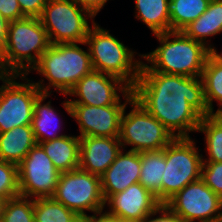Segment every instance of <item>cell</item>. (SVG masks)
I'll return each mask as SVG.
<instances>
[{
	"mask_svg": "<svg viewBox=\"0 0 222 222\" xmlns=\"http://www.w3.org/2000/svg\"><path fill=\"white\" fill-rule=\"evenodd\" d=\"M133 98L158 119L174 138H192L203 116L211 115L201 77L140 71ZM195 133V134H194Z\"/></svg>",
	"mask_w": 222,
	"mask_h": 222,
	"instance_id": "1",
	"label": "cell"
},
{
	"mask_svg": "<svg viewBox=\"0 0 222 222\" xmlns=\"http://www.w3.org/2000/svg\"><path fill=\"white\" fill-rule=\"evenodd\" d=\"M92 71L89 48L86 42H81L51 44L27 75L41 93L67 95L79 80Z\"/></svg>",
	"mask_w": 222,
	"mask_h": 222,
	"instance_id": "2",
	"label": "cell"
},
{
	"mask_svg": "<svg viewBox=\"0 0 222 222\" xmlns=\"http://www.w3.org/2000/svg\"><path fill=\"white\" fill-rule=\"evenodd\" d=\"M50 45L39 18L4 24L0 28V74L27 75Z\"/></svg>",
	"mask_w": 222,
	"mask_h": 222,
	"instance_id": "3",
	"label": "cell"
},
{
	"mask_svg": "<svg viewBox=\"0 0 222 222\" xmlns=\"http://www.w3.org/2000/svg\"><path fill=\"white\" fill-rule=\"evenodd\" d=\"M151 37H155L158 45L149 52H142L140 71L201 77L210 52L204 44L182 31H169Z\"/></svg>",
	"mask_w": 222,
	"mask_h": 222,
	"instance_id": "4",
	"label": "cell"
},
{
	"mask_svg": "<svg viewBox=\"0 0 222 222\" xmlns=\"http://www.w3.org/2000/svg\"><path fill=\"white\" fill-rule=\"evenodd\" d=\"M111 31L96 22L88 32L85 42L93 70L118 77L132 89L140 75L142 53Z\"/></svg>",
	"mask_w": 222,
	"mask_h": 222,
	"instance_id": "5",
	"label": "cell"
},
{
	"mask_svg": "<svg viewBox=\"0 0 222 222\" xmlns=\"http://www.w3.org/2000/svg\"><path fill=\"white\" fill-rule=\"evenodd\" d=\"M196 137L174 138L165 147L162 176V204H166L187 184L201 179L203 157Z\"/></svg>",
	"mask_w": 222,
	"mask_h": 222,
	"instance_id": "6",
	"label": "cell"
},
{
	"mask_svg": "<svg viewBox=\"0 0 222 222\" xmlns=\"http://www.w3.org/2000/svg\"><path fill=\"white\" fill-rule=\"evenodd\" d=\"M173 139L165 126L134 98L127 103L120 119L119 140L123 149L139 153L161 150Z\"/></svg>",
	"mask_w": 222,
	"mask_h": 222,
	"instance_id": "7",
	"label": "cell"
},
{
	"mask_svg": "<svg viewBox=\"0 0 222 222\" xmlns=\"http://www.w3.org/2000/svg\"><path fill=\"white\" fill-rule=\"evenodd\" d=\"M39 19L50 44L85 42L90 28L97 22L74 0H47Z\"/></svg>",
	"mask_w": 222,
	"mask_h": 222,
	"instance_id": "8",
	"label": "cell"
},
{
	"mask_svg": "<svg viewBox=\"0 0 222 222\" xmlns=\"http://www.w3.org/2000/svg\"><path fill=\"white\" fill-rule=\"evenodd\" d=\"M41 91L28 75L0 74V133L32 124Z\"/></svg>",
	"mask_w": 222,
	"mask_h": 222,
	"instance_id": "9",
	"label": "cell"
},
{
	"mask_svg": "<svg viewBox=\"0 0 222 222\" xmlns=\"http://www.w3.org/2000/svg\"><path fill=\"white\" fill-rule=\"evenodd\" d=\"M52 198L74 211L79 217H90L105 209L101 177L81 168L60 174Z\"/></svg>",
	"mask_w": 222,
	"mask_h": 222,
	"instance_id": "10",
	"label": "cell"
},
{
	"mask_svg": "<svg viewBox=\"0 0 222 222\" xmlns=\"http://www.w3.org/2000/svg\"><path fill=\"white\" fill-rule=\"evenodd\" d=\"M66 96L70 104L97 107L127 105L133 98V91L118 77L93 70L79 80Z\"/></svg>",
	"mask_w": 222,
	"mask_h": 222,
	"instance_id": "11",
	"label": "cell"
},
{
	"mask_svg": "<svg viewBox=\"0 0 222 222\" xmlns=\"http://www.w3.org/2000/svg\"><path fill=\"white\" fill-rule=\"evenodd\" d=\"M60 174L44 149L36 144L18 164L20 196L52 198Z\"/></svg>",
	"mask_w": 222,
	"mask_h": 222,
	"instance_id": "12",
	"label": "cell"
},
{
	"mask_svg": "<svg viewBox=\"0 0 222 222\" xmlns=\"http://www.w3.org/2000/svg\"><path fill=\"white\" fill-rule=\"evenodd\" d=\"M166 205L185 222L222 221V199L201 179L187 184Z\"/></svg>",
	"mask_w": 222,
	"mask_h": 222,
	"instance_id": "13",
	"label": "cell"
},
{
	"mask_svg": "<svg viewBox=\"0 0 222 222\" xmlns=\"http://www.w3.org/2000/svg\"><path fill=\"white\" fill-rule=\"evenodd\" d=\"M71 120L79 137H119L120 119L126 105L91 106L70 104Z\"/></svg>",
	"mask_w": 222,
	"mask_h": 222,
	"instance_id": "14",
	"label": "cell"
},
{
	"mask_svg": "<svg viewBox=\"0 0 222 222\" xmlns=\"http://www.w3.org/2000/svg\"><path fill=\"white\" fill-rule=\"evenodd\" d=\"M58 96L63 97V100L59 101L61 102L59 103V106H61V108L64 110L63 112H61V110L52 103L54 99L53 97H55V99H62ZM64 112L65 115L67 114L66 118L68 116L71 119V106L66 95L42 93L36 99L34 103L33 119L31 125L37 144L54 140L69 134L66 130L67 128H65L69 125L65 124L68 122L65 120V115H63Z\"/></svg>",
	"mask_w": 222,
	"mask_h": 222,
	"instance_id": "15",
	"label": "cell"
},
{
	"mask_svg": "<svg viewBox=\"0 0 222 222\" xmlns=\"http://www.w3.org/2000/svg\"><path fill=\"white\" fill-rule=\"evenodd\" d=\"M159 205L156 197L138 182L113 194L105 202L104 211L122 222H140Z\"/></svg>",
	"mask_w": 222,
	"mask_h": 222,
	"instance_id": "16",
	"label": "cell"
},
{
	"mask_svg": "<svg viewBox=\"0 0 222 222\" xmlns=\"http://www.w3.org/2000/svg\"><path fill=\"white\" fill-rule=\"evenodd\" d=\"M121 150L119 137H80L79 168L101 177Z\"/></svg>",
	"mask_w": 222,
	"mask_h": 222,
	"instance_id": "17",
	"label": "cell"
},
{
	"mask_svg": "<svg viewBox=\"0 0 222 222\" xmlns=\"http://www.w3.org/2000/svg\"><path fill=\"white\" fill-rule=\"evenodd\" d=\"M140 153L123 149L116 160L101 176V189L105 202L113 195L124 191L130 185L139 182Z\"/></svg>",
	"mask_w": 222,
	"mask_h": 222,
	"instance_id": "18",
	"label": "cell"
},
{
	"mask_svg": "<svg viewBox=\"0 0 222 222\" xmlns=\"http://www.w3.org/2000/svg\"><path fill=\"white\" fill-rule=\"evenodd\" d=\"M182 32L211 49L216 44L213 40L222 36V1L211 0L207 10Z\"/></svg>",
	"mask_w": 222,
	"mask_h": 222,
	"instance_id": "19",
	"label": "cell"
},
{
	"mask_svg": "<svg viewBox=\"0 0 222 222\" xmlns=\"http://www.w3.org/2000/svg\"><path fill=\"white\" fill-rule=\"evenodd\" d=\"M71 130L68 135L39 144L60 173L79 168L80 137Z\"/></svg>",
	"mask_w": 222,
	"mask_h": 222,
	"instance_id": "20",
	"label": "cell"
},
{
	"mask_svg": "<svg viewBox=\"0 0 222 222\" xmlns=\"http://www.w3.org/2000/svg\"><path fill=\"white\" fill-rule=\"evenodd\" d=\"M36 144L31 124L0 133V160L18 165Z\"/></svg>",
	"mask_w": 222,
	"mask_h": 222,
	"instance_id": "21",
	"label": "cell"
},
{
	"mask_svg": "<svg viewBox=\"0 0 222 222\" xmlns=\"http://www.w3.org/2000/svg\"><path fill=\"white\" fill-rule=\"evenodd\" d=\"M133 17L150 30V35L170 31V0H132Z\"/></svg>",
	"mask_w": 222,
	"mask_h": 222,
	"instance_id": "22",
	"label": "cell"
},
{
	"mask_svg": "<svg viewBox=\"0 0 222 222\" xmlns=\"http://www.w3.org/2000/svg\"><path fill=\"white\" fill-rule=\"evenodd\" d=\"M141 168L139 183L162 204V176L164 173L165 148L140 153Z\"/></svg>",
	"mask_w": 222,
	"mask_h": 222,
	"instance_id": "23",
	"label": "cell"
},
{
	"mask_svg": "<svg viewBox=\"0 0 222 222\" xmlns=\"http://www.w3.org/2000/svg\"><path fill=\"white\" fill-rule=\"evenodd\" d=\"M202 137L200 143L203 162H222V121L215 115L203 116L196 135ZM204 148V149H203Z\"/></svg>",
	"mask_w": 222,
	"mask_h": 222,
	"instance_id": "24",
	"label": "cell"
},
{
	"mask_svg": "<svg viewBox=\"0 0 222 222\" xmlns=\"http://www.w3.org/2000/svg\"><path fill=\"white\" fill-rule=\"evenodd\" d=\"M201 79L207 108L210 114H216L222 110V63L209 55Z\"/></svg>",
	"mask_w": 222,
	"mask_h": 222,
	"instance_id": "25",
	"label": "cell"
},
{
	"mask_svg": "<svg viewBox=\"0 0 222 222\" xmlns=\"http://www.w3.org/2000/svg\"><path fill=\"white\" fill-rule=\"evenodd\" d=\"M211 0H170V31H183L208 8Z\"/></svg>",
	"mask_w": 222,
	"mask_h": 222,
	"instance_id": "26",
	"label": "cell"
},
{
	"mask_svg": "<svg viewBox=\"0 0 222 222\" xmlns=\"http://www.w3.org/2000/svg\"><path fill=\"white\" fill-rule=\"evenodd\" d=\"M35 222H75L79 216L53 198L34 199Z\"/></svg>",
	"mask_w": 222,
	"mask_h": 222,
	"instance_id": "27",
	"label": "cell"
},
{
	"mask_svg": "<svg viewBox=\"0 0 222 222\" xmlns=\"http://www.w3.org/2000/svg\"><path fill=\"white\" fill-rule=\"evenodd\" d=\"M1 222H35L34 199L20 195L7 199Z\"/></svg>",
	"mask_w": 222,
	"mask_h": 222,
	"instance_id": "28",
	"label": "cell"
},
{
	"mask_svg": "<svg viewBox=\"0 0 222 222\" xmlns=\"http://www.w3.org/2000/svg\"><path fill=\"white\" fill-rule=\"evenodd\" d=\"M0 195L11 199L20 195L18 165L0 160Z\"/></svg>",
	"mask_w": 222,
	"mask_h": 222,
	"instance_id": "29",
	"label": "cell"
},
{
	"mask_svg": "<svg viewBox=\"0 0 222 222\" xmlns=\"http://www.w3.org/2000/svg\"><path fill=\"white\" fill-rule=\"evenodd\" d=\"M201 180L222 199V162H203Z\"/></svg>",
	"mask_w": 222,
	"mask_h": 222,
	"instance_id": "30",
	"label": "cell"
},
{
	"mask_svg": "<svg viewBox=\"0 0 222 222\" xmlns=\"http://www.w3.org/2000/svg\"><path fill=\"white\" fill-rule=\"evenodd\" d=\"M24 17L17 0H0V28L8 22Z\"/></svg>",
	"mask_w": 222,
	"mask_h": 222,
	"instance_id": "31",
	"label": "cell"
},
{
	"mask_svg": "<svg viewBox=\"0 0 222 222\" xmlns=\"http://www.w3.org/2000/svg\"><path fill=\"white\" fill-rule=\"evenodd\" d=\"M140 222H185L166 204H160L152 213L146 215Z\"/></svg>",
	"mask_w": 222,
	"mask_h": 222,
	"instance_id": "32",
	"label": "cell"
},
{
	"mask_svg": "<svg viewBox=\"0 0 222 222\" xmlns=\"http://www.w3.org/2000/svg\"><path fill=\"white\" fill-rule=\"evenodd\" d=\"M25 17L39 18L46 6L47 0H17Z\"/></svg>",
	"mask_w": 222,
	"mask_h": 222,
	"instance_id": "33",
	"label": "cell"
},
{
	"mask_svg": "<svg viewBox=\"0 0 222 222\" xmlns=\"http://www.w3.org/2000/svg\"><path fill=\"white\" fill-rule=\"evenodd\" d=\"M79 6L89 11L95 18L102 14V10L110 3L109 1L115 0H74Z\"/></svg>",
	"mask_w": 222,
	"mask_h": 222,
	"instance_id": "34",
	"label": "cell"
},
{
	"mask_svg": "<svg viewBox=\"0 0 222 222\" xmlns=\"http://www.w3.org/2000/svg\"><path fill=\"white\" fill-rule=\"evenodd\" d=\"M89 218L91 222H122L118 218L108 215L105 211L96 213Z\"/></svg>",
	"mask_w": 222,
	"mask_h": 222,
	"instance_id": "35",
	"label": "cell"
},
{
	"mask_svg": "<svg viewBox=\"0 0 222 222\" xmlns=\"http://www.w3.org/2000/svg\"><path fill=\"white\" fill-rule=\"evenodd\" d=\"M221 47H222V45H221ZM220 50H222V48ZM209 55L215 61L222 63V51L219 52L218 46L216 44L210 49Z\"/></svg>",
	"mask_w": 222,
	"mask_h": 222,
	"instance_id": "36",
	"label": "cell"
},
{
	"mask_svg": "<svg viewBox=\"0 0 222 222\" xmlns=\"http://www.w3.org/2000/svg\"><path fill=\"white\" fill-rule=\"evenodd\" d=\"M6 201H7V199L0 195V222H1L2 213H3L4 207H5Z\"/></svg>",
	"mask_w": 222,
	"mask_h": 222,
	"instance_id": "37",
	"label": "cell"
},
{
	"mask_svg": "<svg viewBox=\"0 0 222 222\" xmlns=\"http://www.w3.org/2000/svg\"><path fill=\"white\" fill-rule=\"evenodd\" d=\"M75 222H91L89 217H79Z\"/></svg>",
	"mask_w": 222,
	"mask_h": 222,
	"instance_id": "38",
	"label": "cell"
},
{
	"mask_svg": "<svg viewBox=\"0 0 222 222\" xmlns=\"http://www.w3.org/2000/svg\"><path fill=\"white\" fill-rule=\"evenodd\" d=\"M215 115L222 121V110L218 111Z\"/></svg>",
	"mask_w": 222,
	"mask_h": 222,
	"instance_id": "39",
	"label": "cell"
}]
</instances>
